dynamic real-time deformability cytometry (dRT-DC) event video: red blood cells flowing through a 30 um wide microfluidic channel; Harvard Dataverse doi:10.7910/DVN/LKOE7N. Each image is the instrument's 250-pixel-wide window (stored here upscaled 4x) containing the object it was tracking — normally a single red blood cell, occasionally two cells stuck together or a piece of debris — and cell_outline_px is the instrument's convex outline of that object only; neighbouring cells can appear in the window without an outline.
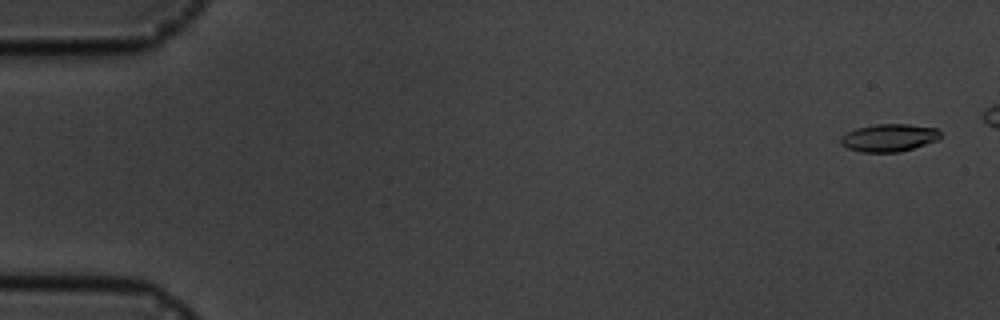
{"species": "common noctule bat (a hibernating species)", "species_latin": "Nyctalus noctula", "temperature_condition": "cold", "stored_images_in_passage": 16, "camera_frame_rate_fps": 3000, "um_per_image_px": 0.085, "animal": {"sex": "male", "body_mass_g": 19.5, "forearm_length_mm": 54.6}, "frame": {"image": 1, "passage_image": 1, "time_ms": 0.0, "image_size_px": [1000, 320], "cell_outline_px": [[940, 140], [900, 152], [860, 152], [848, 148], [840, 144], [840, 136], [856, 128], [876, 124], [908, 124], [936, 128], [940, 132]], "centroid_in_image_um": [75.57, 11.71], "position_along_channel_um": 9.4, "area_um2": 16.18}}
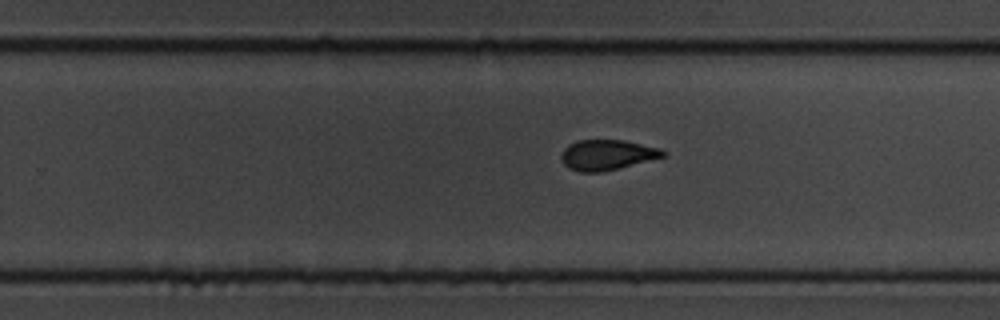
{"frame": {"image": 2, "passage_image": 11, "time_ms": 13.333, "image_size_px": [1000, 320], "cell_outline_px": [[668, 156], [600, 172], [580, 172], [568, 168], [564, 164], [560, 156], [564, 148], [568, 144], [576, 140], [624, 140], [660, 148], [668, 152]], "centroid_in_image_um": [51.62, 13.15], "position_along_channel_um": 278.2, "area_um2": 18.09}}
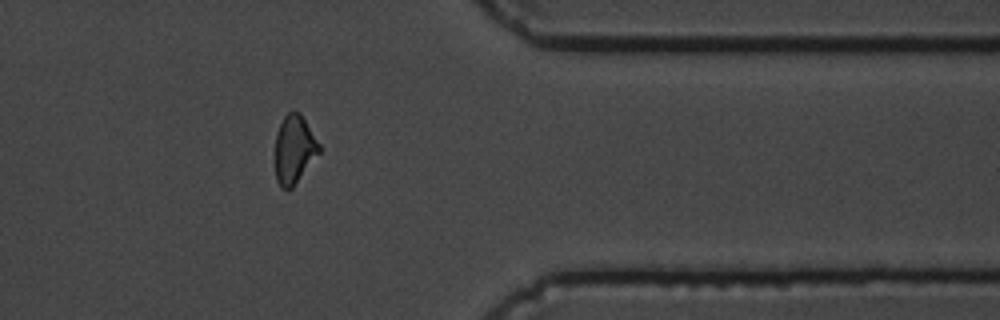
{"frame": {"image": 3, "passage_image": 14, "time_ms": 16.667, "image_size_px": [1000, 320], "cell_outline_px": [[320, 152], [292, 188], [280, 188], [276, 180], [276, 132], [284, 116], [292, 108], [300, 112], [320, 144]], "centroid_in_image_um": [25.01, 12.66], "position_along_channel_um": 386.4, "area_um2": 17.51}}